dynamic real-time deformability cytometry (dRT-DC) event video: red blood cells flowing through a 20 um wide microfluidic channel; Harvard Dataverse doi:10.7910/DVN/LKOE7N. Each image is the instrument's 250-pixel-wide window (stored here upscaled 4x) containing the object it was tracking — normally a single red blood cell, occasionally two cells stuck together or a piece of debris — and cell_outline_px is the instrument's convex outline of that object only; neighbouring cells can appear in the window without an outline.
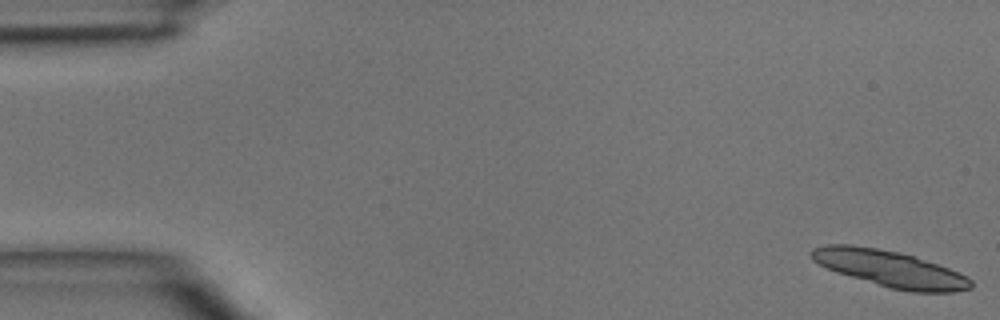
{"species": "common noctule bat (a hibernating species)", "species_latin": "Nyctalus noctula", "temperature_condition": "room temperature", "stored_images_in_passage": 17, "camera_frame_rate_fps": 3000, "um_per_image_px": 0.085, "animal": {"sex": "male", "body_mass_g": 15.6}, "frame": {"image": 1, "passage_image": 1, "time_ms": 0.0, "image_size_px": [1000, 320], "cell_outline_px": [[972, 288], [952, 292], [912, 292], [892, 288], [836, 272], [812, 260], [808, 252], [812, 248], [828, 244], [848, 244], [876, 248], [900, 252], [960, 272], [968, 276], [972, 280]], "centroid_in_image_um": [75.64, 22.83], "position_along_channel_um": 9.4, "area_um2": 33.52}}
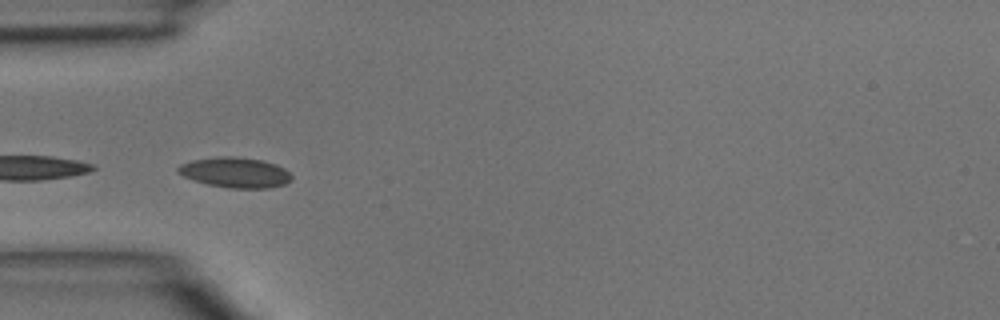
{"frame": {"image": 2, "passage_image": 15, "time_ms": 4.667, "image_size_px": [1000, 320], "cell_outline_px": [[292, 180], [284, 184], [268, 188], [228, 188], [208, 184], [184, 176], [176, 172], [176, 168], [180, 164], [192, 160], [220, 156], [232, 156], [260, 160], [276, 164], [284, 168], [292, 176]], "centroid_in_image_um": [19.99, 14.66], "position_along_channel_um": 65.0, "area_um2": 19.94}}